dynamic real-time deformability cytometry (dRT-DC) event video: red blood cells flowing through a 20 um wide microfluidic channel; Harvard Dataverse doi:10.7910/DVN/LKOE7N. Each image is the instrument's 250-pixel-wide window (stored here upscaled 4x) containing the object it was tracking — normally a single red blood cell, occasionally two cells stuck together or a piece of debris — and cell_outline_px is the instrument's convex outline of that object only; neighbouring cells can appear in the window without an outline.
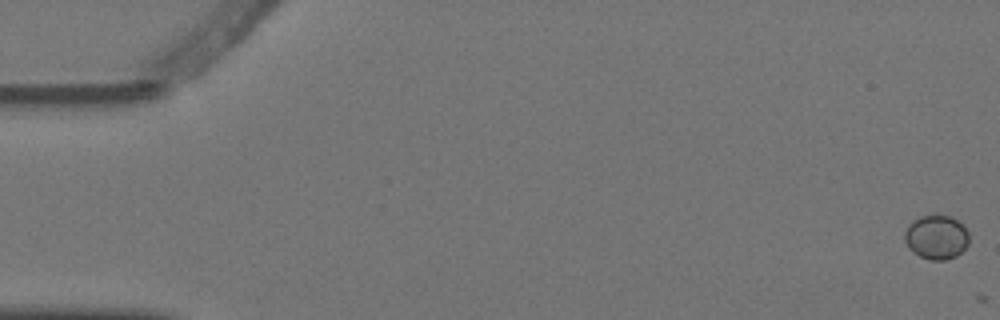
{"species": "Egyptian fruit bat (a non-hibernating species)", "species_latin": "Rousettus aegyptiacus", "temperature_condition": "warm", "stored_images_in_passage": 5, "camera_frame_rate_fps": 3000, "um_per_image_px": 0.085, "animal": {"sex": "female"}, "frame": {"image": 1, "passage_image": 1, "time_ms": 0.0, "image_size_px": [1000, 320], "cell_outline_px": [[968, 244], [956, 256], [948, 260], [932, 260], [920, 256], [908, 248], [904, 240], [904, 232], [908, 224], [912, 220], [920, 216], [948, 216], [956, 220], [968, 232]], "centroid_in_image_um": [79.55, 20.17], "position_along_channel_um": 5.4, "area_um2": 16.42}}